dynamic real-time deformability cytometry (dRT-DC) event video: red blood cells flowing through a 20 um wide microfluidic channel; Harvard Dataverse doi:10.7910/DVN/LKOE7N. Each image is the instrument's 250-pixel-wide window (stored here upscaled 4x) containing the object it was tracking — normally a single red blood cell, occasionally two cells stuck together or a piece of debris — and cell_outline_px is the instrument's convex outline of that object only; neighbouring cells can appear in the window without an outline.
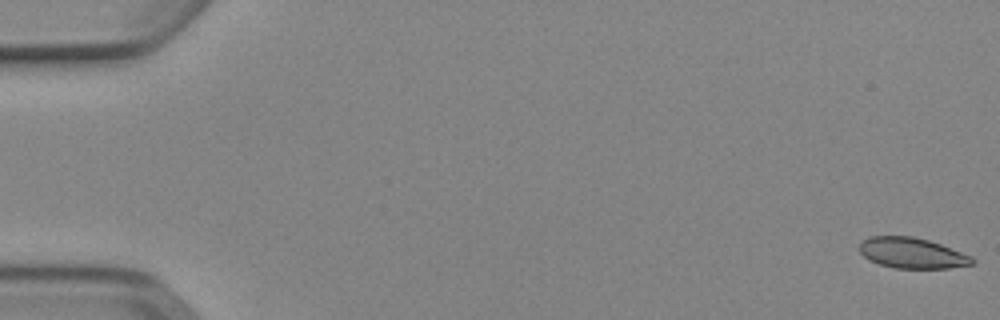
{"species": "Egyptian fruit bat (a non-hibernating species)", "species_latin": "Rousettus aegyptiacus", "temperature_condition": "cold", "stored_images_in_passage": 53, "camera_frame_rate_fps": 3000, "um_per_image_px": 0.085, "animal": {"sex": "female"}, "frame": {"image": 1, "passage_image": 1, "time_ms": 0.0, "image_size_px": [1000, 320], "cell_outline_px": [[976, 260], [972, 264], [948, 268], [896, 268], [880, 264], [868, 260], [860, 252], [860, 244], [868, 236], [912, 236], [928, 240], [940, 244], [972, 256]], "centroid_in_image_um": [77.52, 21.5], "position_along_channel_um": 7.5, "area_um2": 20.0}}
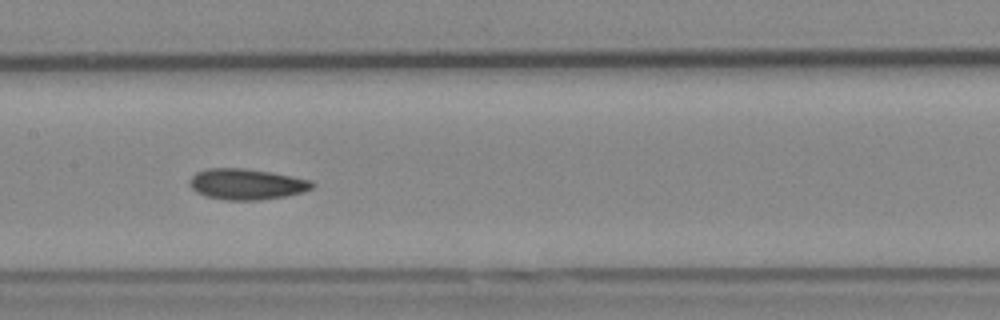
{"frame": {"image": 2, "passage_image": 27, "time_ms": 8.667, "image_size_px": [1000, 320], "cell_outline_px": [[316, 184], [312, 188], [304, 192], [284, 196], [260, 200], [224, 200], [204, 196], [196, 192], [188, 184], [188, 180], [196, 172], [208, 168], [244, 168], [272, 172], [312, 180]], "centroid_in_image_um": [20.95, 15.65], "position_along_channel_um": 186.5, "area_um2": 22.31}}
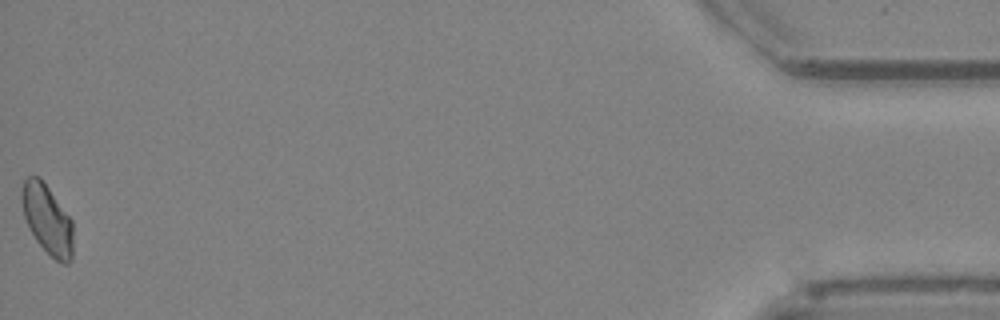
{"frame": {"image": 3, "passage_image": 53, "time_ms": 17.333, "image_size_px": [1000, 320], "cell_outline_px": [[72, 260], [68, 264], [60, 264], [36, 240], [28, 228], [24, 216], [20, 200], [20, 196], [24, 180], [28, 176], [40, 176], [72, 220]], "centroid_in_image_um": [4.0, 18.63], "position_along_channel_um": 431.2, "area_um2": 20.87}, "authors_computed_cell_mechanics": {"area_um2": 21.2704, "velocity_mm_per_s": 3.8879, "shape_relaxation_time_tau1_ms": null, "shape_relaxation_time_tau2_ms": 8.2091, "deformation_change_tau1": null, "deformation_change_tau2": 0.1076}}